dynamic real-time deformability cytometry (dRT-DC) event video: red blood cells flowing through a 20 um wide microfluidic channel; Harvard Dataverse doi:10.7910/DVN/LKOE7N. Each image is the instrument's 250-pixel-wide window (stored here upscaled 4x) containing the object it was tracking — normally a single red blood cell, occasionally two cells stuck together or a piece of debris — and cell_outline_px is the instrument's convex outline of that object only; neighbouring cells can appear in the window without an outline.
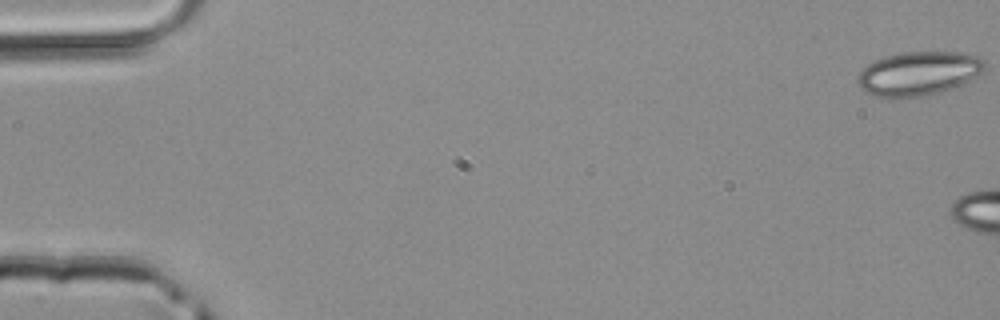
{"species": "common noctule bat (a hibernating species)", "species_latin": "Nyctalus noctula", "temperature_condition": "room temperature", "stored_images_in_passage": 6, "camera_frame_rate_fps": 3000, "um_per_image_px": 0.085, "animal": {"sex": "male", "body_mass_g": 20.4}, "frame": {"image": 1, "passage_image": 1, "time_ms": 0.0, "image_size_px": [1000, 320], "cell_outline_px": [[984, 68], [980, 72], [968, 80], [960, 84], [940, 92], [920, 96], [872, 96], [864, 92], [856, 84], [856, 76], [868, 64], [884, 56], [900, 52], [964, 52], [976, 56], [984, 60]], "centroid_in_image_um": [78.01, 6.22], "position_along_channel_um": 7.0, "area_um2": 32.14}}